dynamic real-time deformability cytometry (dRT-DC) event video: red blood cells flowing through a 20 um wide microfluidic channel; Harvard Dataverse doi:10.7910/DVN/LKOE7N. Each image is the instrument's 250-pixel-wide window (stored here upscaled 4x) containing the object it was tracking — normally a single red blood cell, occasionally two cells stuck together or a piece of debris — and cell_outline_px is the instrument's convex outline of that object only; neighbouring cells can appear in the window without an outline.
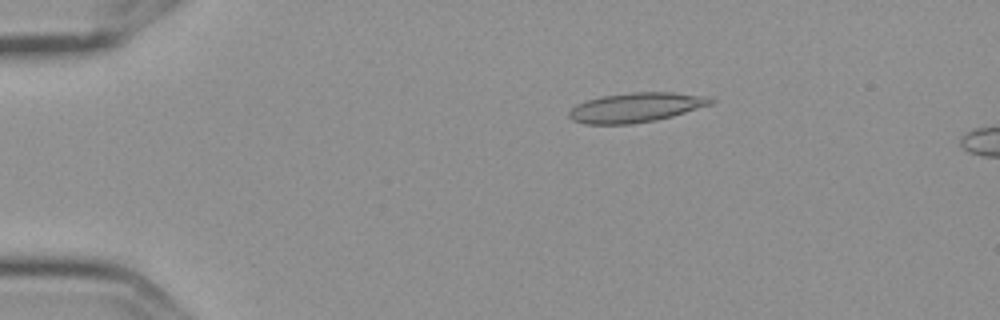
{"species": "Egyptian fruit bat (a non-hibernating species)", "species_latin": "Rousettus aegyptiacus", "temperature_condition": "cold", "stored_images_in_passage": 8, "camera_frame_rate_fps": 3000, "um_per_image_px": 0.085, "frame": {"image": 1, "passage_image": 4, "time_ms": 1.0, "image_size_px": [1000, 320], "cell_outline_px": [[716, 100], [712, 104], [672, 116], [656, 120], [632, 124], [584, 124], [572, 120], [568, 116], [568, 112], [576, 104], [600, 96], [628, 92], [672, 92], [708, 96]], "centroid_in_image_um": [54.05, 9.13], "position_along_channel_um": 30.9, "area_um2": 24.57}}
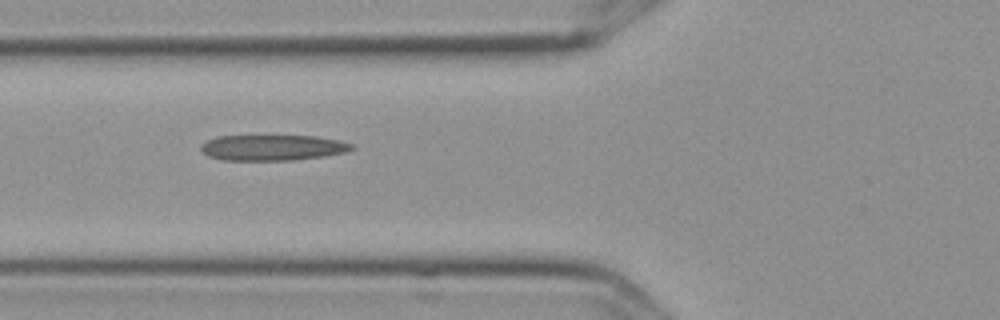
{"frame": {"image": 2, "passage_image": 7, "time_ms": 2.0, "image_size_px": [1000, 320], "cell_outline_px": [[356, 148], [348, 152], [324, 156], [292, 160], [224, 160], [208, 156], [200, 148], [200, 144], [216, 136], [316, 136], [340, 140], [352, 144]], "centroid_in_image_um": [23.2, 12.54], "position_along_channel_um": 102.6, "area_um2": 22.66}}
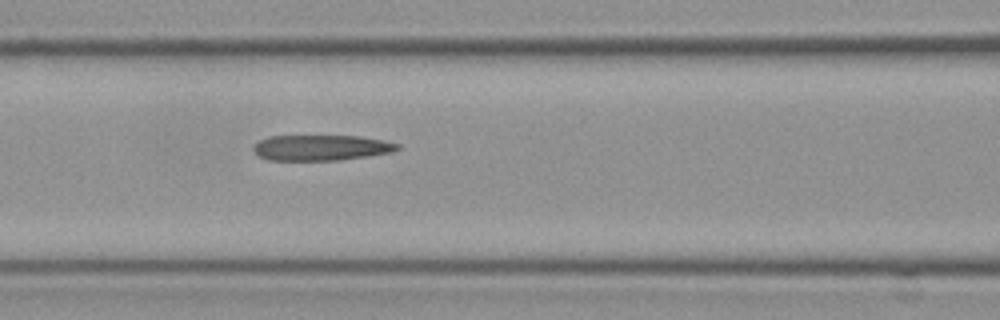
{"frame": {"image": 3, "passage_image": 8, "time_ms": 2.333, "image_size_px": [1000, 320], "cell_outline_px": [[400, 148], [392, 152], [340, 160], [268, 160], [260, 156], [252, 148], [252, 144], [268, 136], [360, 136], [384, 140], [400, 144]], "centroid_in_image_um": [27.29, 12.55], "position_along_channel_um": 139.3, "area_um2": 21.5}}